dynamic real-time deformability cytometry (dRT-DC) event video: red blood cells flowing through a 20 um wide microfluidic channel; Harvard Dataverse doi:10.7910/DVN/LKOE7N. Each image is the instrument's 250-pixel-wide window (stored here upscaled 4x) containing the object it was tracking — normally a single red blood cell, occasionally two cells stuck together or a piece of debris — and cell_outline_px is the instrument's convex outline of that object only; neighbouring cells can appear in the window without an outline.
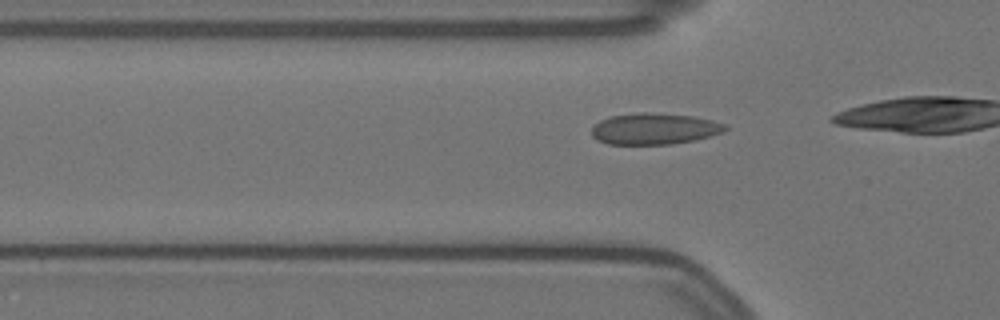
{"species": "Egyptian fruit bat (a non-hibernating species)", "species_latin": "Rousettus aegyptiacus", "temperature_condition": "warm", "stored_images_in_passage": 10, "camera_frame_rate_fps": 3000, "um_per_image_px": 0.085, "animal": {"sex": "female"}, "frame": {"image": 1, "passage_image": 4, "time_ms": 1.0, "image_size_px": [1000, 320], "cell_outline_px": [[728, 128], [724, 132], [696, 140], [672, 144], [608, 144], [596, 140], [592, 136], [592, 128], [600, 120], [612, 116], [636, 112], [648, 112], [692, 116], [712, 120], [728, 124]], "centroid_in_image_um": [55.65, 10.95], "position_along_channel_um": 70.2, "area_um2": 24.51}}
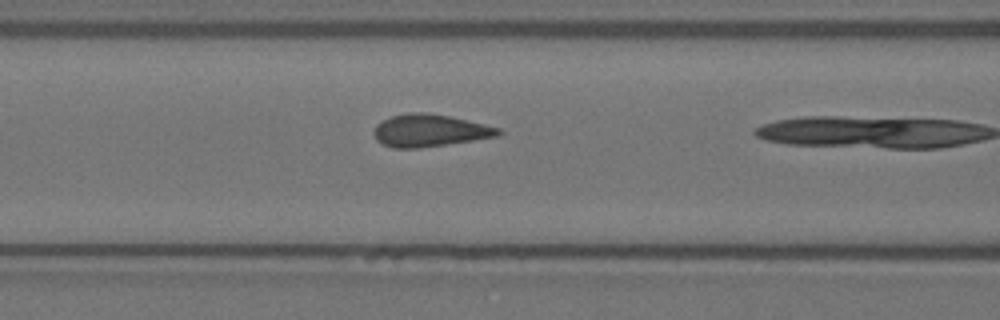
{"frame": {"image": 2, "passage_image": 9, "time_ms": 2.667, "image_size_px": [1000, 320], "cell_outline_px": [[504, 132], [496, 136], [472, 140], [420, 148], [392, 148], [376, 140], [372, 132], [376, 124], [392, 116], [408, 112], [424, 112], [448, 116], [484, 124], [500, 128]], "centroid_in_image_um": [36.48, 11.09], "position_along_channel_um": 130.1, "area_um2": 23.29}}